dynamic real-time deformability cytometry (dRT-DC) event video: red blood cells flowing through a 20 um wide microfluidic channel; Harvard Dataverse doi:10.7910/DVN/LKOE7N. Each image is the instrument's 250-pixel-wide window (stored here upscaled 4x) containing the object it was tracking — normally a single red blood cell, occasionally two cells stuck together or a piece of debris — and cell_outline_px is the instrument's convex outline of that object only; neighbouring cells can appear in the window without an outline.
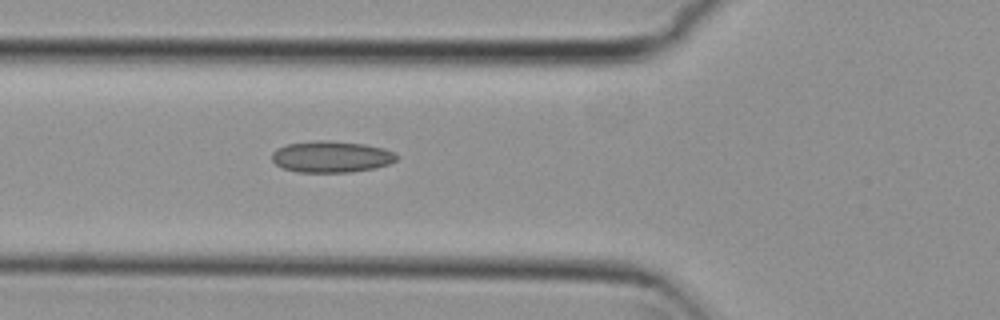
{"species": "common noctule bat (a hibernating species)", "species_latin": "Nyctalus noctula", "temperature_condition": "cold", "stored_images_in_passage": 3, "camera_frame_rate_fps": 3000, "um_per_image_px": 0.085, "animal": {"sex": "female", "body_mass_g": 29.2, "forearm_length_mm": 56.3}, "frame": {"image": 1, "passage_image": 3, "time_ms": 0.667, "image_size_px": [1000, 320], "cell_outline_px": [[400, 156], [396, 160], [388, 164], [376, 168], [352, 172], [296, 172], [284, 168], [276, 164], [272, 160], [272, 152], [276, 148], [288, 144], [316, 140], [328, 140], [364, 144], [384, 148], [396, 152]], "centroid_in_image_um": [28.19, 13.32], "position_along_channel_um": 97.6, "area_um2": 23.06}}